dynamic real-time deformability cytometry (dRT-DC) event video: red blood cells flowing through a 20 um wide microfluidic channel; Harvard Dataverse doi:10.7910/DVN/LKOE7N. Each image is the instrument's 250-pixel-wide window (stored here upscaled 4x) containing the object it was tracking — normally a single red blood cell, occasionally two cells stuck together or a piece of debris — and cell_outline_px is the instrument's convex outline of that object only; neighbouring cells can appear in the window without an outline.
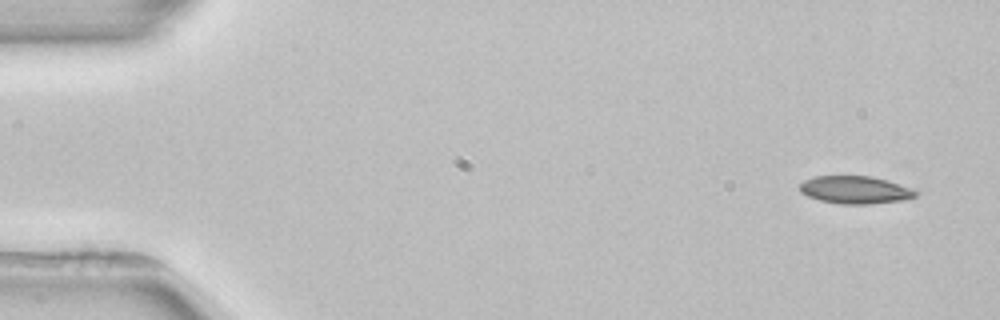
{"species": "common noctule bat (a hibernating species)", "species_latin": "Nyctalus noctula", "temperature_condition": "room temperature", "stored_images_in_passage": 4, "camera_frame_rate_fps": 3000, "um_per_image_px": 0.085, "animal": {"sex": "female", "body_mass_g": 22.7, "forearm_length_mm": 54.2}, "frame": {"image": 1, "passage_image": 1, "time_ms": 0.0, "image_size_px": [1000, 320], "cell_outline_px": [[916, 196], [900, 200], [868, 204], [840, 204], [820, 200], [808, 196], [800, 192], [800, 184], [804, 180], [816, 176], [872, 176], [888, 180], [908, 188], [916, 192]], "centroid_in_image_um": [72.63, 16.13], "position_along_channel_um": 12.4, "area_um2": 18.38}}
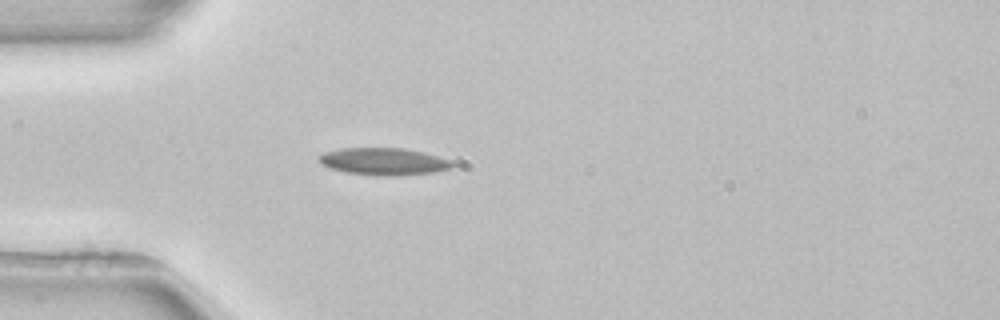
{"frame": {"image": 2, "passage_image": 4, "time_ms": 4.0, "image_size_px": [1000, 320], "cell_outline_px": [[452, 168], [432, 172], [396, 176], [380, 176], [344, 172], [328, 168], [320, 164], [316, 156], [324, 152], [340, 148], [404, 148], [452, 160]], "centroid_in_image_um": [32.52, 13.73], "position_along_channel_um": 52.5, "area_um2": 21.21}}